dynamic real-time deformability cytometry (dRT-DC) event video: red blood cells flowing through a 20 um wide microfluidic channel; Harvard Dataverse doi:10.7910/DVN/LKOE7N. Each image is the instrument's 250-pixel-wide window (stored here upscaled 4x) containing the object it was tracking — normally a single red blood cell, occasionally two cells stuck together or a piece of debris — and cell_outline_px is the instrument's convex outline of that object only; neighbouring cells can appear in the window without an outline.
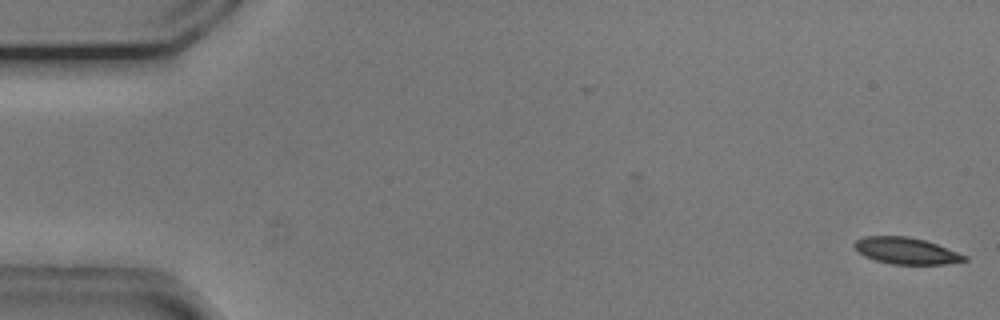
{"species": "common noctule bat (a hibernating species)", "species_latin": "Nyctalus noctula", "temperature_condition": "cold", "stored_images_in_passage": 55, "segment_of_instrument_passage": [1, 2], "camera_frame_rate_fps": 3000, "um_per_image_px": 0.085, "animal": {"sex": "male", "body_mass_g": 20.5, "forearm_length_mm": 52.5}, "frame": {"image": 1, "passage_image": 1, "time_ms": 0.0, "image_size_px": [1000, 320], "cell_outline_px": [[968, 260], [944, 264], [892, 264], [876, 260], [864, 256], [852, 244], [856, 240], [864, 236], [908, 236], [924, 240], [936, 244], [968, 256]], "centroid_in_image_um": [77.02, 21.31], "position_along_channel_um": 8.0, "area_um2": 16.88}}
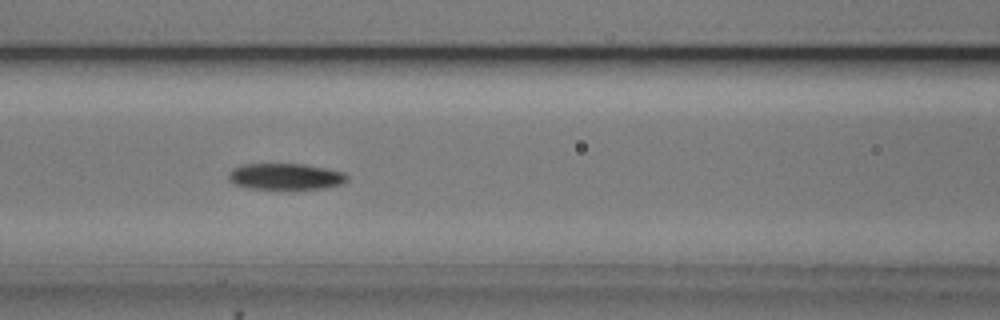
{"frame": {"image": 2, "passage_image": 23, "time_ms": 7.333, "image_size_px": [1000, 320], "cell_outline_px": [[348, 180], [340, 184], [324, 188], [248, 188], [232, 184], [228, 180], [228, 172], [232, 168], [240, 164], [304, 164], [344, 172], [348, 176]], "centroid_in_image_um": [24.21, 14.99], "position_along_channel_um": 142.4, "area_um2": 18.09}}
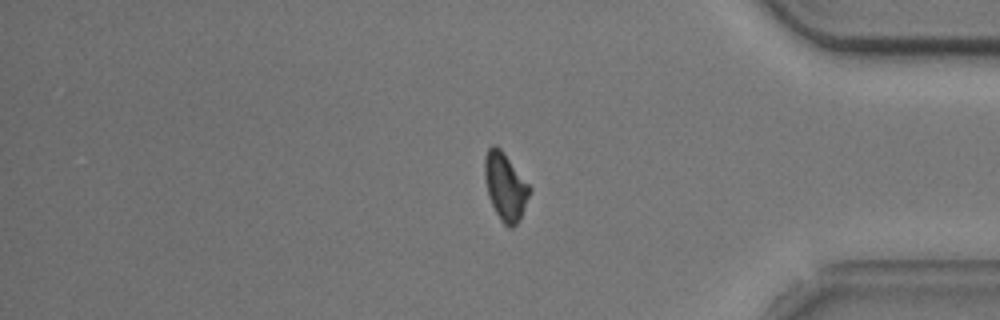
{"frame": {"image": 3, "passage_image": 45, "time_ms": 14.667, "image_size_px": [1000, 320], "cell_outline_px": [[532, 188], [520, 216], [516, 224], [512, 228], [508, 228], [500, 220], [488, 196], [484, 176], [484, 156], [488, 148], [492, 144], [496, 144], [504, 152]], "centroid_in_image_um": [42.92, 15.81], "position_along_channel_um": 392.3, "area_um2": 17.63}}